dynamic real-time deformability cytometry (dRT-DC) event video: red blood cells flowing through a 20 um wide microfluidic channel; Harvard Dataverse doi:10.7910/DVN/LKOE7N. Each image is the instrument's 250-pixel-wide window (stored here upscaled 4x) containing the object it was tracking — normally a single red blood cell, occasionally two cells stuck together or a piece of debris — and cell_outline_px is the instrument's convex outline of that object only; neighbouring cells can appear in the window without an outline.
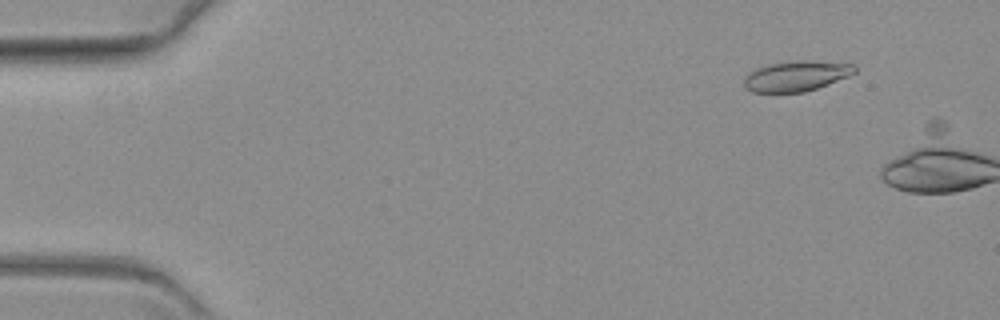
{"species": "common noctule bat (a hibernating species)", "species_latin": "Nyctalus noctula", "temperature_condition": "warm", "stored_images_in_passage": 9, "camera_frame_rate_fps": 3000, "um_per_image_px": 0.085, "animal": {"sex": "female", "body_mass_g": 19.3, "forearm_length_mm": 54.1}, "frame": {"image": 1, "passage_image": 7, "time_ms": 2.0, "image_size_px": [1000, 320], "cell_outline_px": [[856, 72], [848, 76], [828, 84], [804, 92], [752, 92], [744, 88], [744, 76], [748, 72], [756, 68], [768, 64], [796, 60], [804, 60], [856, 64]], "centroid_in_image_um": [67.65, 6.45], "position_along_channel_um": 17.3, "area_um2": 19.65}}